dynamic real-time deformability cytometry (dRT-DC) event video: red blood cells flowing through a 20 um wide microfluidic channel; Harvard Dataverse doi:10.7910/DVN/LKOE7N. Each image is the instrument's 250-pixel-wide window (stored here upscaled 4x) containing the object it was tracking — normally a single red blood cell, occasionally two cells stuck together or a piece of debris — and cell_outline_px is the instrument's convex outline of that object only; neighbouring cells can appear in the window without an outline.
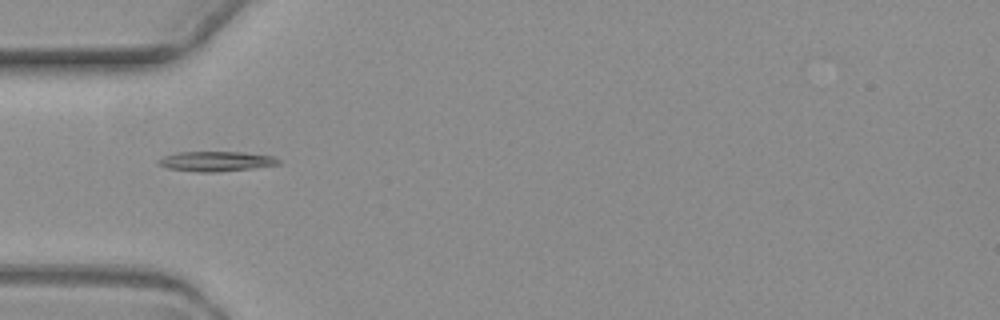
{"species": "common noctule bat (a hibernating species)", "species_latin": "Nyctalus noctula", "temperature_condition": "warm", "stored_images_in_passage": 8, "camera_frame_rate_fps": 3000, "um_per_image_px": 0.085, "animal": {"sex": "female", "body_mass_g": 19.3, "forearm_length_mm": 54.1}, "frame": {"image": 1, "passage_image": 5, "time_ms": 5.667, "image_size_px": [1000, 320], "cell_outline_px": [[280, 164], [252, 168], [216, 172], [200, 172], [168, 168], [156, 164], [156, 160], [164, 156], [176, 152], [244, 152], [272, 156], [280, 160]], "centroid_in_image_um": [18.33, 13.7], "position_along_channel_um": 66.7, "area_um2": 13.93}}
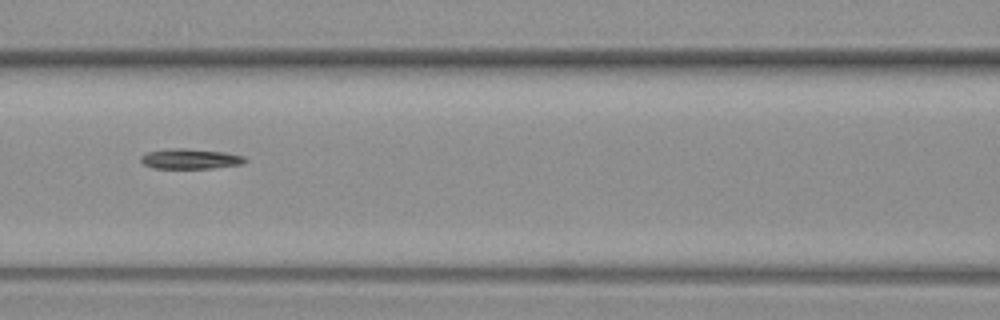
{"frame": {"image": 2, "passage_image": 7, "time_ms": 8.0, "image_size_px": [1000, 320], "cell_outline_px": [[248, 160], [244, 164], [212, 168], [152, 168], [144, 164], [140, 160], [140, 156], [148, 152], [176, 148], [184, 148], [224, 152], [244, 156]], "centroid_in_image_um": [16.21, 13.51], "position_along_channel_um": 150.4, "area_um2": 12.2}}
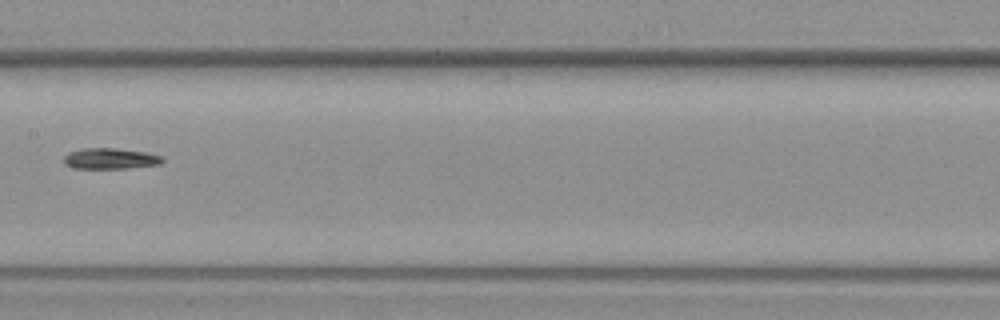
{"frame": {"image": 3, "passage_image": 8, "time_ms": 9.333, "image_size_px": [1000, 320], "cell_outline_px": [[164, 160], [160, 164], [128, 168], [72, 168], [64, 164], [64, 156], [68, 152], [84, 148], [112, 148], [144, 152], [164, 156]], "centroid_in_image_um": [9.36, 13.48], "position_along_channel_um": 198.0, "area_um2": 11.96}}